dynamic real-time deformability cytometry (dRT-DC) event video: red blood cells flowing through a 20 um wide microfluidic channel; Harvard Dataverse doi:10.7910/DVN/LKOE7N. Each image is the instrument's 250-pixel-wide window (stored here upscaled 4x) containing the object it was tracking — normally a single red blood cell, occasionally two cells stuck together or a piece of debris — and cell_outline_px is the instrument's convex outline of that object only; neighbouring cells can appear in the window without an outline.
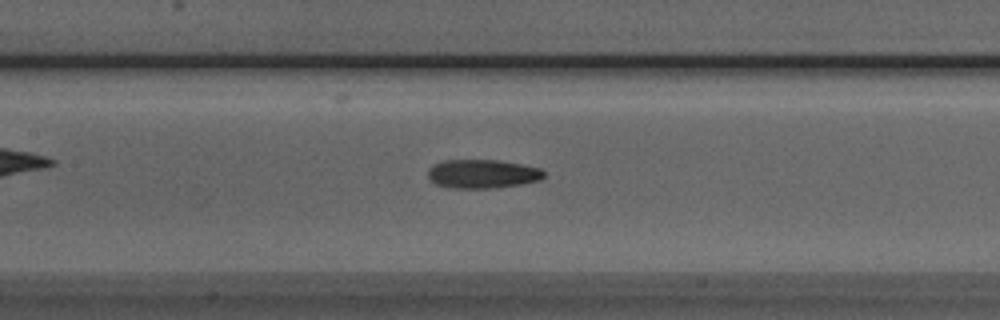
{"species": "Egyptian fruit bat (a non-hibernating species)", "species_latin": "Rousettus aegyptiacus", "temperature_condition": "room temperature", "stored_images_in_passage": 48, "camera_frame_rate_fps": 3000, "um_per_image_px": 0.085, "animal": {"sex": "male"}, "frame": {"image": 1, "passage_image": 20, "time_ms": 6.333, "image_size_px": [1000, 320], "cell_outline_px": [[544, 176], [540, 180], [520, 184], [492, 188], [448, 188], [436, 184], [428, 176], [428, 168], [432, 164], [444, 160], [500, 160], [540, 168], [544, 172]], "centroid_in_image_um": [40.97, 14.77], "position_along_channel_um": 166.4, "area_um2": 19.48}}
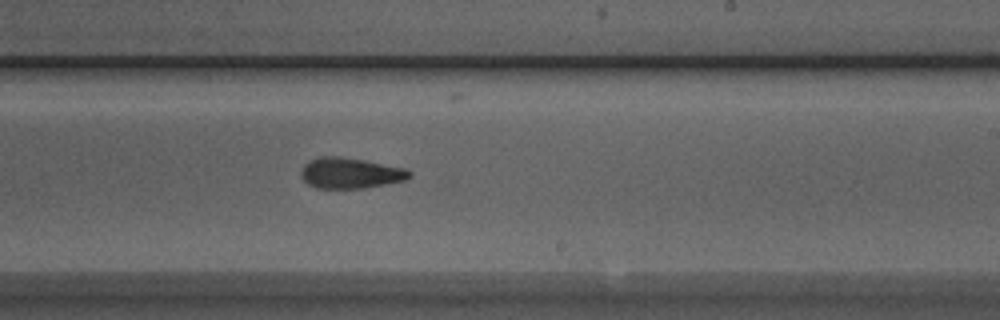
{"frame": {"image": 2, "passage_image": 27, "time_ms": 8.667, "image_size_px": [1000, 320], "cell_outline_px": [[412, 176], [404, 180], [364, 188], [316, 188], [308, 184], [300, 176], [300, 172], [304, 164], [320, 156], [340, 156], [364, 160], [404, 168], [412, 172]], "centroid_in_image_um": [29.75, 14.71], "position_along_channel_um": 259.2, "area_um2": 19.31}}
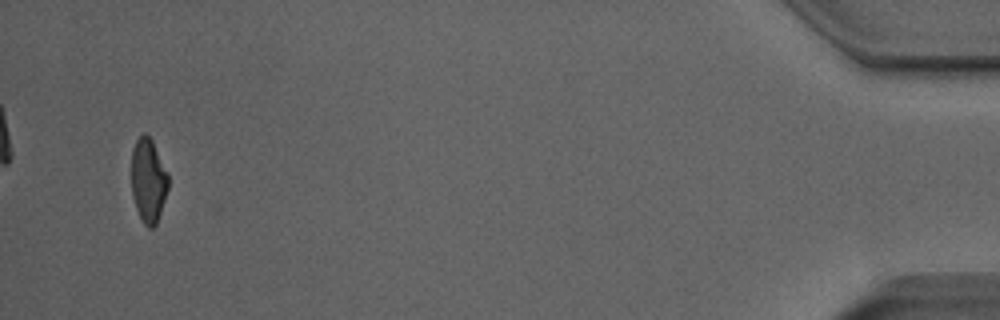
{"frame": {"image": 3, "passage_image": 46, "time_ms": 15.0, "image_size_px": [1000, 320], "cell_outline_px": [[168, 188], [156, 224], [152, 228], [148, 228], [144, 224], [136, 208], [132, 196], [132, 148], [136, 140], [144, 132], [152, 140], [168, 172]], "centroid_in_image_um": [12.6, 15.32], "position_along_channel_um": 422.6, "area_um2": 17.92}, "authors_computed_cell_mechanics": {"area_um2": 19.2474, "velocity_mm_per_s": 3.9937, "shape_relaxation_time_tau1_ms": 9.1379, "shape_relaxation_time_tau2_ms": 2.527, "deformation_change_tau1": 0.2597, "deformation_change_tau2": 0.1162}}